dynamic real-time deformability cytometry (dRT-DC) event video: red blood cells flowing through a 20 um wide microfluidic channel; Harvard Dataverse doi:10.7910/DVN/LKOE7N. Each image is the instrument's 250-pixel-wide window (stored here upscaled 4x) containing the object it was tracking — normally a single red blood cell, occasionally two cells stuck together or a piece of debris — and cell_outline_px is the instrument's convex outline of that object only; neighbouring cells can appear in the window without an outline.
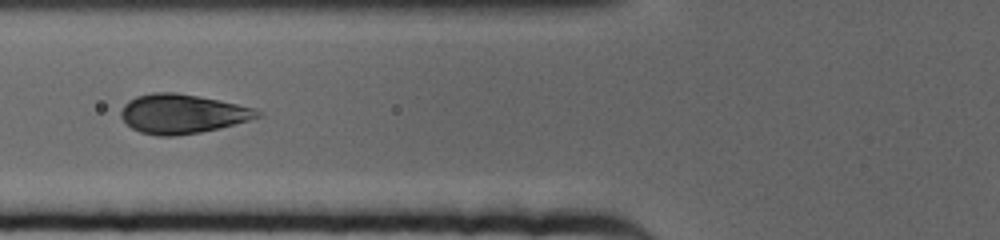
{"species": "human", "species_latin": "Homo sapiens", "temperature_condition": "cold", "stored_images_in_passage": 13, "camera_frame_rate_fps": 3000, "um_per_image_px": 0.085, "donor": {"sex": "female"}, "frame": {"image": 1, "passage_image": 6, "time_ms": 1.667, "image_size_px": [1000, 240], "cell_outline_px": [[264, 116], [220, 128], [200, 132], [172, 136], [156, 136], [140, 132], [132, 128], [120, 116], [120, 112], [124, 104], [128, 100], [136, 96], [152, 92], [176, 92], [256, 108]], "centroid_in_image_um": [15.48, 9.68], "position_along_channel_um": 110.3, "area_um2": 31.15}}